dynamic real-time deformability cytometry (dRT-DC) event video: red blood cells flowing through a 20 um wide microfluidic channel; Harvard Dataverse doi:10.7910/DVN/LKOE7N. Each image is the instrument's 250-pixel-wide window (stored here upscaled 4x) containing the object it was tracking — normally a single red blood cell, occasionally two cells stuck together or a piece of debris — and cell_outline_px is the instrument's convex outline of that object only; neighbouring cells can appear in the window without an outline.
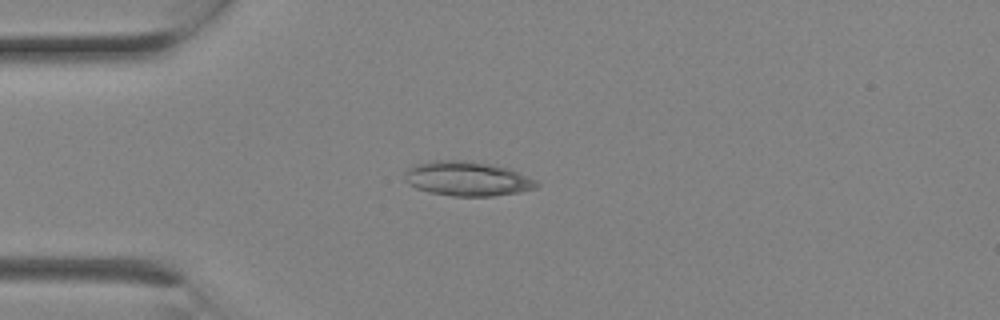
{"species": "Egyptian fruit bat (a non-hibernating species)", "species_latin": "Rousettus aegyptiacus", "temperature_condition": "room temperature", "stored_images_in_passage": 2, "camera_frame_rate_fps": 3000, "um_per_image_px": 0.085, "animal": {"sex": "female"}, "frame": {"image": 1, "passage_image": 2, "time_ms": 0.333, "image_size_px": [1000, 320], "cell_outline_px": [[540, 184], [536, 188], [520, 192], [492, 196], [452, 196], [428, 192], [416, 188], [408, 184], [404, 180], [404, 172], [408, 168], [416, 164], [432, 160], [472, 160], [512, 168], [536, 180]], "centroid_in_image_um": [39.73, 15.18], "position_along_channel_um": 45.3, "area_um2": 27.05}}